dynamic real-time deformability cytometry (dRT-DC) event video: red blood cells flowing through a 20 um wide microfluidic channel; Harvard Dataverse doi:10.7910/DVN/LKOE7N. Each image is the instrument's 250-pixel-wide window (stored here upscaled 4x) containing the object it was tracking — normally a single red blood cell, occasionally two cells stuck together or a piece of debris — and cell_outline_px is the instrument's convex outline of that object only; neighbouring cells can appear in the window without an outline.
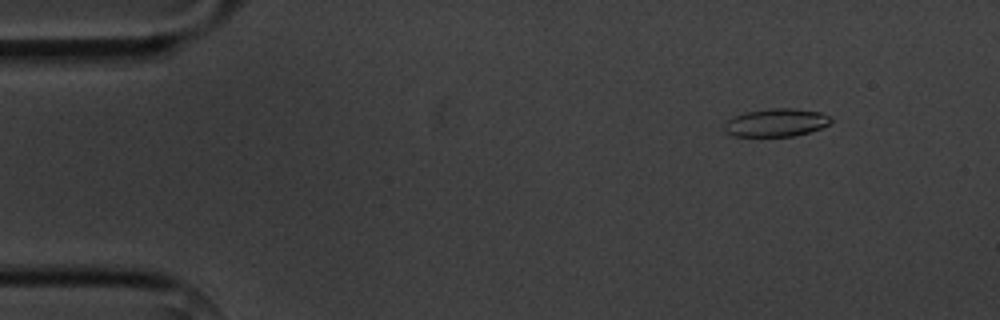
{"species": "common noctule bat (a hibernating species)", "species_latin": "Nyctalus noctula", "temperature_condition": "cold", "stored_images_in_passage": 3, "camera_frame_rate_fps": 3000, "um_per_image_px": 0.085, "animal": {"sex": "male", "body_mass_g": 20.1, "forearm_length_mm": 53.5}, "frame": {"image": 1, "passage_image": 1, "time_ms": 0.0, "image_size_px": [1000, 320], "cell_outline_px": [[832, 120], [828, 124], [820, 128], [808, 132], [792, 136], [732, 136], [724, 132], [724, 120], [748, 112], [772, 108], [792, 108], [820, 112], [828, 116]], "centroid_in_image_um": [65.92, 10.43], "position_along_channel_um": 19.1, "area_um2": 17.22}}